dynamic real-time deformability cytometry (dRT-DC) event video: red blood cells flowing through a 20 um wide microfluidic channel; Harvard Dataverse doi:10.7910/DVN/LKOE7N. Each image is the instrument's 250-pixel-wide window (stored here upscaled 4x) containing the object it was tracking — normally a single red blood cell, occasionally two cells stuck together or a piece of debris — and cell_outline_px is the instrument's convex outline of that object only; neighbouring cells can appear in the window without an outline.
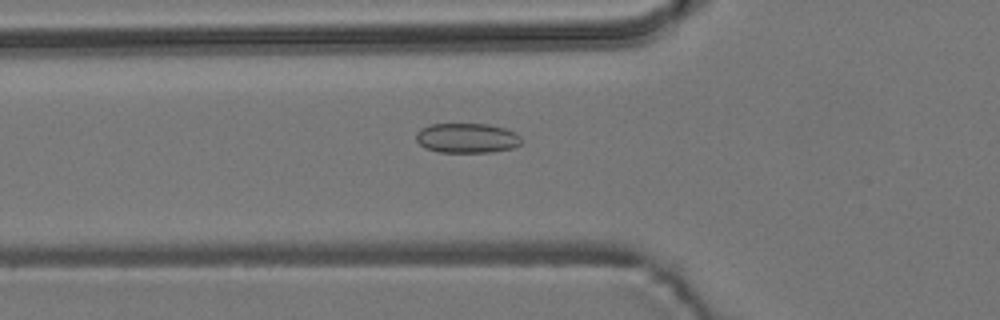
{"species": "common noctule bat (a hibernating species)", "species_latin": "Nyctalus noctula", "temperature_condition": "room temperature", "stored_images_in_passage": 56, "camera_frame_rate_fps": 3000, "um_per_image_px": 0.085, "animal": {"sex": "male", "body_mass_g": 19.2, "forearm_length_mm": 51.8}, "frame": {"image": 1, "passage_image": 20, "time_ms": 6.333, "image_size_px": [1000, 320], "cell_outline_px": [[520, 144], [512, 148], [492, 152], [436, 152], [424, 148], [416, 140], [416, 132], [420, 128], [432, 124], [488, 124], [504, 128], [516, 132], [520, 136]], "centroid_in_image_um": [39.66, 11.74], "position_along_channel_um": 86.1, "area_um2": 18.38}}
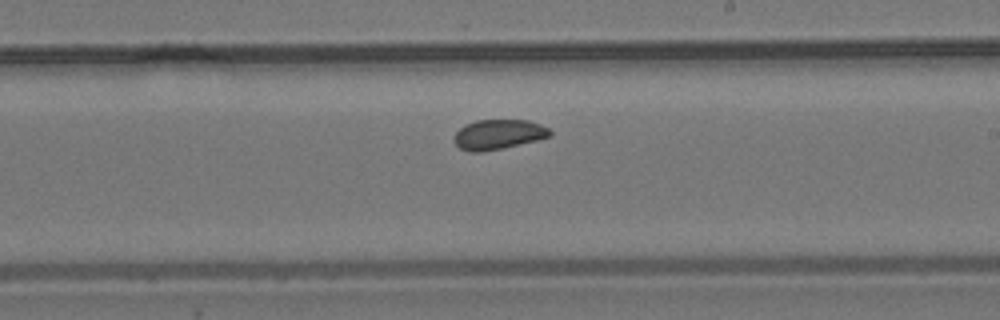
{"frame": {"image": 2, "passage_image": 33, "time_ms": 10.667, "image_size_px": [1000, 320], "cell_outline_px": [[552, 136], [536, 140], [484, 152], [468, 152], [460, 148], [452, 140], [452, 136], [464, 124], [476, 120], [528, 120], [540, 124], [548, 128], [552, 132]], "centroid_in_image_um": [42.32, 11.42], "position_along_channel_um": 246.7, "area_um2": 16.82}}
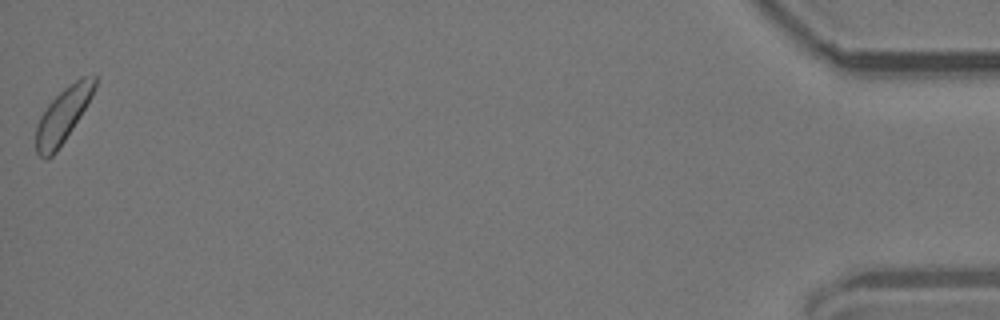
{"frame": {"image": 3, "passage_image": 56, "time_ms": 18.333, "image_size_px": [1000, 320], "cell_outline_px": [[96, 84], [92, 96], [72, 128], [56, 152], [52, 156], [44, 160], [36, 156], [36, 124], [40, 116], [48, 104], [64, 88], [76, 80], [84, 76], [96, 76]], "centroid_in_image_um": [5.3, 9.83], "position_along_channel_um": 429.9, "area_um2": 18.38}, "authors_computed_cell_mechanics": {"area_um2": 18.207, "velocity_mm_per_s": 3.6833, "shape_relaxation_time_tau1_ms": null, "shape_relaxation_time_tau2_ms": 3.3992, "deformation_change_tau1": null, "deformation_change_tau2": 0.0684}}